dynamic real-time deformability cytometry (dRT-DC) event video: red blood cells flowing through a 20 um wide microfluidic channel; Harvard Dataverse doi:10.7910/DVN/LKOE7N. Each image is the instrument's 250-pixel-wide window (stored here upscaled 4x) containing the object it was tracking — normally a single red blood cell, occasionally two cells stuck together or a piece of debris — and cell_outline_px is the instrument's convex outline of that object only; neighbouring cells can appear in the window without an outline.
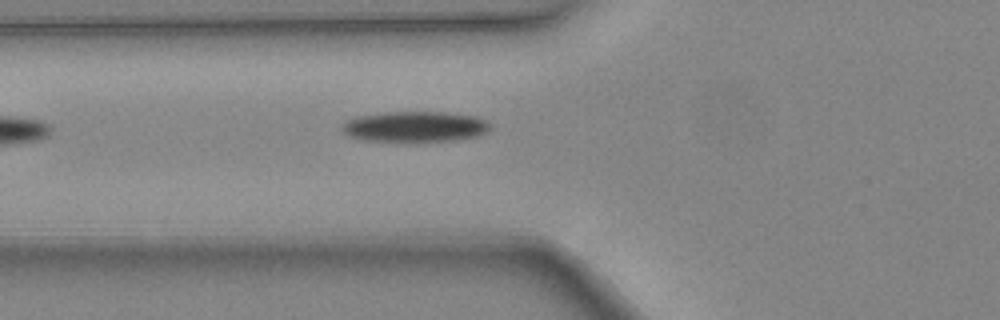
{"species": "common noctule bat (a hibernating species)", "species_latin": "Nyctalus noctula", "temperature_condition": "warm", "stored_images_in_passage": 5, "camera_frame_rate_fps": 3000, "um_per_image_px": 0.085, "animal": {"sex": "female", "body_mass_g": 24.6, "forearm_length_mm": 56.2}, "frame": {"image": 1, "passage_image": 5, "time_ms": 1.333, "image_size_px": [1000, 320], "cell_outline_px": [[492, 124], [488, 132], [480, 136], [456, 140], [364, 140], [348, 136], [340, 128], [340, 124], [356, 116], [384, 112], [448, 112], [476, 116]], "centroid_in_image_um": [35.29, 10.74], "position_along_channel_um": 90.5, "area_um2": 26.36}}